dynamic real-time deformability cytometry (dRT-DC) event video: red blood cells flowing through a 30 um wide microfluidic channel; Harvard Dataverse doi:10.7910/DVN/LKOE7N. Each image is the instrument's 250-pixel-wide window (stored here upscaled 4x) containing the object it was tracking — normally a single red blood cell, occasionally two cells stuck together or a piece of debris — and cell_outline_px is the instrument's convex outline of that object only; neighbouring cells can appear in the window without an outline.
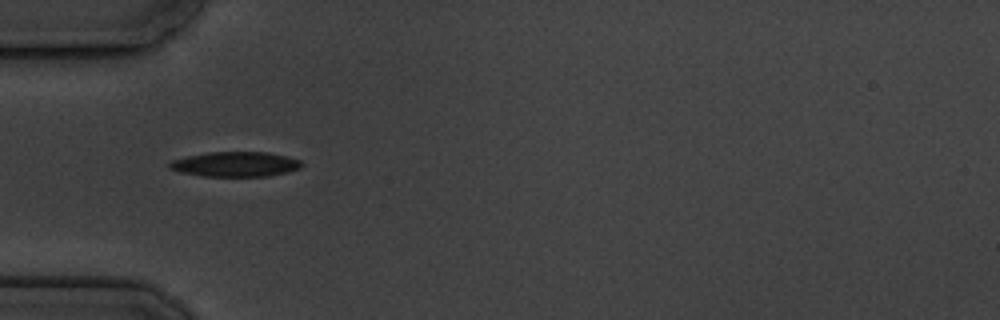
{"species": "common noctule bat (a hibernating species)", "species_latin": "Nyctalus noctula", "temperature_condition": "cold", "stored_images_in_passage": 2, "camera_frame_rate_fps": 3000, "um_per_image_px": 0.085, "animal": {"sex": "male", "body_mass_g": 19.5, "forearm_length_mm": 54.6}, "frame": {"image": 1, "passage_image": 1, "time_ms": 0.0, "image_size_px": [1000, 320], "cell_outline_px": [[304, 164], [300, 168], [288, 172], [268, 176], [204, 176], [180, 172], [168, 168], [168, 164], [172, 160], [188, 156], [208, 152], [268, 152], [288, 156], [300, 160]], "centroid_in_image_um": [20.03, 13.95], "position_along_channel_um": 65.0, "area_um2": 19.25}}